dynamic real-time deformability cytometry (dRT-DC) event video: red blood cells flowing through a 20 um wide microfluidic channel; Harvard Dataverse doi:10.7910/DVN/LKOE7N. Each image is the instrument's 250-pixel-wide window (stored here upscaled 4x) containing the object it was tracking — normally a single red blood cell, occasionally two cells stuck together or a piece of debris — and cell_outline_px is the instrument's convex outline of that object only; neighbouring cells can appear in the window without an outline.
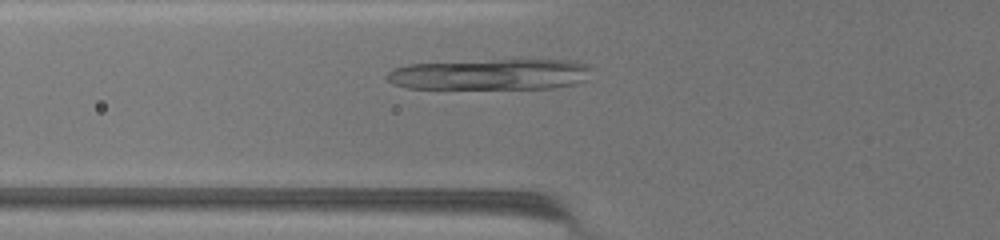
{"species": "common noctule bat (a hibernating species)", "species_latin": "Nyctalus noctula", "temperature_condition": "warm", "stored_images_in_passage": 45, "camera_frame_rate_fps": 3000, "um_per_image_px": 0.085, "animal": {"sex": "female", "body_mass_g": 19.5, "forearm_length_mm": 54.1}, "frame": {"image": 1, "passage_image": 12, "time_ms": 3.667, "image_size_px": [1000, 240], "cell_outline_px": [[596, 68], [584, 80], [572, 84], [552, 88], [404, 88], [392, 84], [384, 76], [392, 68], [408, 64], [496, 60], [576, 60], [588, 64]], "centroid_in_image_um": [41.7, 6.32], "position_along_channel_um": 84.1, "area_um2": 37.05}}
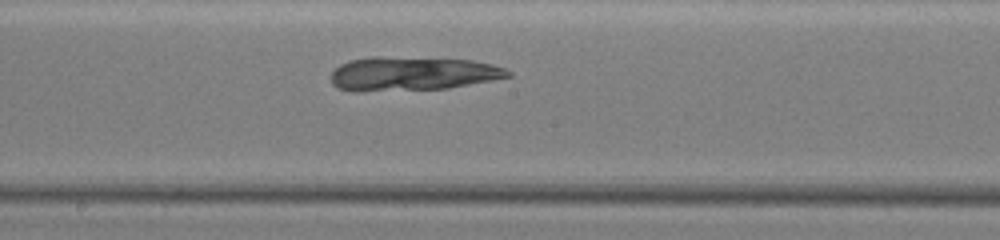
{"frame": {"image": 2, "passage_image": 25, "time_ms": 8.0, "image_size_px": [1000, 240], "cell_outline_px": [[512, 76], [492, 80], [448, 88], [356, 92], [352, 92], [336, 88], [332, 84], [332, 72], [340, 64], [348, 60], [372, 56], [380, 56], [472, 60], [492, 64], [504, 68], [512, 72]], "centroid_in_image_um": [35.01, 6.26], "position_along_channel_um": 213.2, "area_um2": 35.26}}
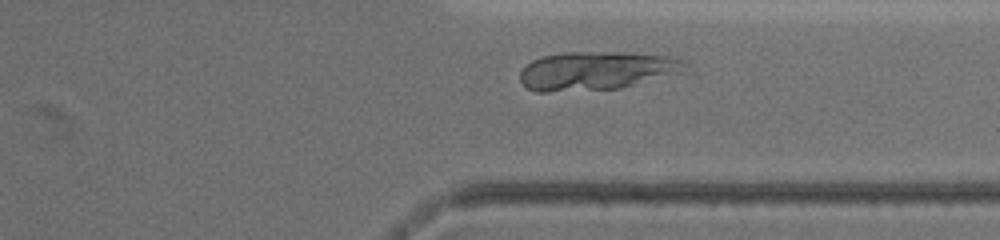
{"frame": {"image": 3, "passage_image": 40, "time_ms": 13.0, "image_size_px": [1000, 240], "cell_outline_px": [[684, 64], [676, 72], [620, 88], [548, 92], [536, 92], [528, 88], [520, 80], [520, 72], [532, 60], [544, 56], [564, 52], [620, 52], [668, 56], [684, 60]], "centroid_in_image_um": [50.57, 6.0], "position_along_channel_um": 360.8, "area_um2": 36.13}}